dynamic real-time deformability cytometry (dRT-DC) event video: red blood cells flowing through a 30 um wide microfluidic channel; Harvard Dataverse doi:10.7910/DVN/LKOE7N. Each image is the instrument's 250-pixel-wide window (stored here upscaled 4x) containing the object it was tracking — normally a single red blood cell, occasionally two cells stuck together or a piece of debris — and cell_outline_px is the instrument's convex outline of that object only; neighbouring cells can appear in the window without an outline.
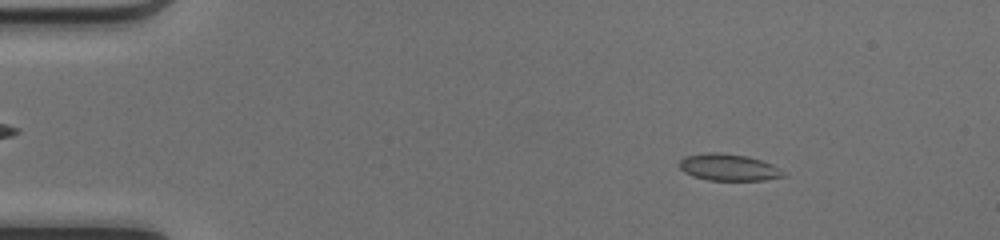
{"species": "common noctule bat (a hibernating species)", "species_latin": "Nyctalus noctula", "temperature_condition": "cold", "stored_images_in_passage": 49, "camera_frame_rate_fps": 3000, "um_per_image_px": 0.085, "animal": {"sex": "female", "body_mass_g": 17.0, "forearm_length_mm": 48.0}, "frame": {"image": 1, "passage_image": 7, "time_ms": 2.0, "image_size_px": [1000, 240], "cell_outline_px": [[784, 176], [764, 180], [708, 180], [692, 176], [684, 172], [676, 164], [684, 156], [708, 152], [716, 152], [748, 156], [772, 164], [780, 168], [784, 172]], "centroid_in_image_um": [61.88, 14.22], "position_along_channel_um": 23.1, "area_um2": 16.3}}
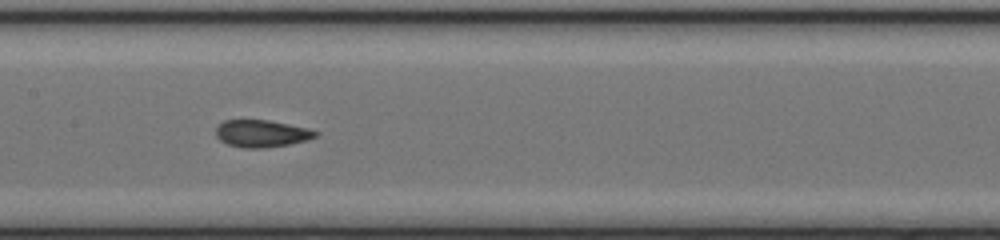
{"frame": {"image": 2, "passage_image": 25, "time_ms": 8.0, "image_size_px": [1000, 240], "cell_outline_px": [[320, 132], [316, 136], [308, 140], [288, 144], [264, 148], [244, 148], [228, 144], [220, 140], [216, 136], [216, 124], [224, 120], [268, 120], [308, 128]], "centroid_in_image_um": [22.22, 11.34], "position_along_channel_um": 185.2, "area_um2": 15.84}}
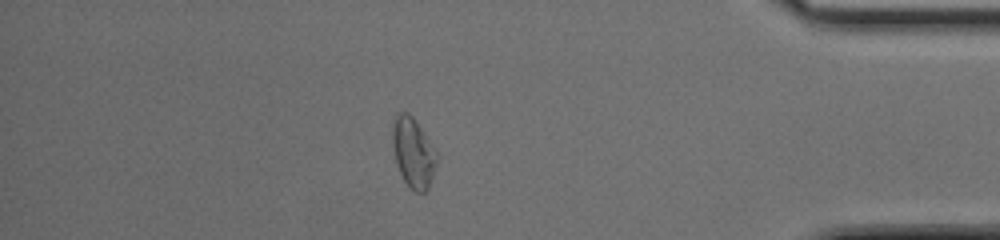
{"frame": {"image": 3, "passage_image": 43, "time_ms": 14.0, "image_size_px": [1000, 240], "cell_outline_px": [[436, 164], [428, 188], [424, 192], [412, 192], [408, 188], [400, 172], [396, 160], [392, 140], [392, 124], [396, 112], [408, 112], [412, 116], [436, 152]], "centroid_in_image_um": [35.09, 12.97], "position_along_channel_um": 400.1, "area_um2": 17.69}, "authors_computed_cell_mechanics": {"area_um2": 16.0106, "velocity_mm_per_s": 4.1786, "shape_relaxation_time_tau1_ms": 6.7399, "shape_relaxation_time_tau2_ms": 1.98, "deformation_change_tau1": 0.1545, "deformation_change_tau2": 0.0521}}